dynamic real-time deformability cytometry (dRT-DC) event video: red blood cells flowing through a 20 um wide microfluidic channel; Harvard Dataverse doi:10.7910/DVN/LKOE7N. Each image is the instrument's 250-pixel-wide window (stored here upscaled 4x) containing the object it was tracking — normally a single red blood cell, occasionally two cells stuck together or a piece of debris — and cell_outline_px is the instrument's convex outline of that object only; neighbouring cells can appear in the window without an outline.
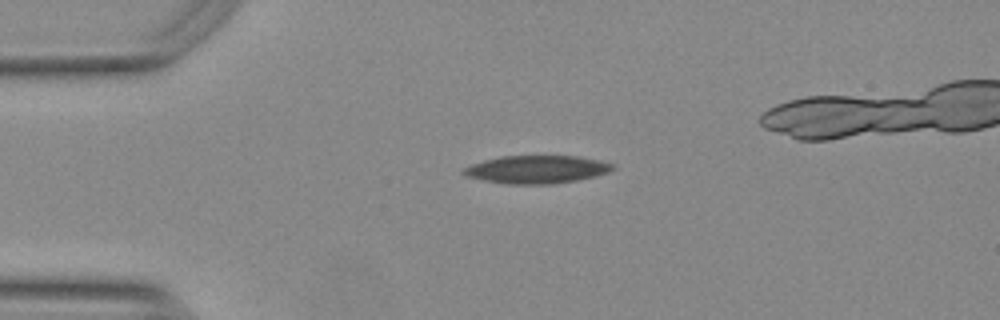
{"species": "Egyptian fruit bat (a non-hibernating species)", "species_latin": "Rousettus aegyptiacus", "temperature_condition": "warm", "stored_images_in_passage": 38, "camera_frame_rate_fps": 3000, "um_per_image_px": 0.085, "animal": {"sex": "female"}, "frame": {"image": 1, "passage_image": 1, "time_ms": 0.0, "image_size_px": [1000, 320], "cell_outline_px": [[616, 168], [608, 172], [576, 180], [552, 184], [508, 184], [468, 176], [460, 172], [464, 168], [472, 164], [484, 160], [504, 156], [576, 156], [596, 160], [612, 164]], "centroid_in_image_um": [45.61, 14.4], "position_along_channel_um": 39.4, "area_um2": 23.76}}
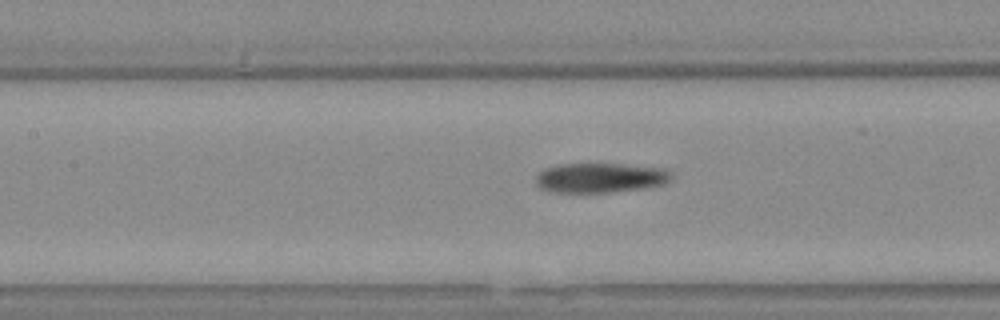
{"frame": {"image": 2, "passage_image": 13, "time_ms": 4.0, "image_size_px": [1000, 320], "cell_outline_px": [[672, 176], [664, 184], [644, 188], [612, 192], [556, 192], [540, 188], [536, 184], [536, 176], [544, 168], [560, 164], [620, 164], [664, 168]], "centroid_in_image_um": [51.0, 15.11], "position_along_channel_um": 156.4, "area_um2": 23.29}}
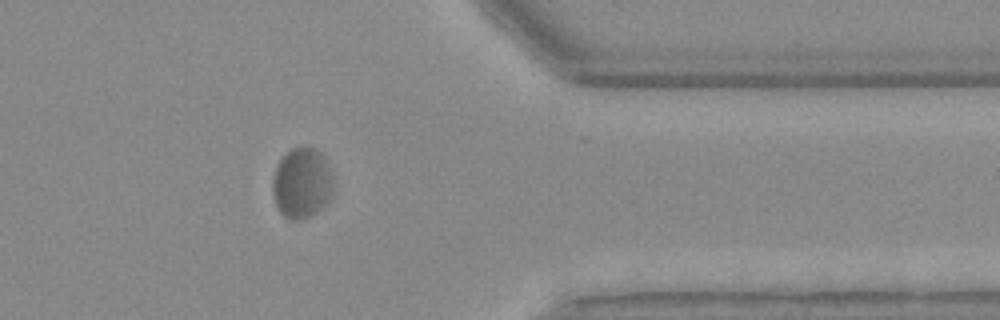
{"frame": {"image": 3, "passage_image": 33, "time_ms": 10.667, "image_size_px": [1000, 320], "cell_outline_px": [[332, 192], [328, 200], [316, 212], [300, 220], [292, 220], [284, 216], [280, 212], [276, 204], [272, 192], [272, 180], [276, 168], [280, 160], [292, 148], [316, 148], [324, 156], [332, 176]], "centroid_in_image_um": [25.64, 15.57], "position_along_channel_um": 385.8, "area_um2": 24.57}}